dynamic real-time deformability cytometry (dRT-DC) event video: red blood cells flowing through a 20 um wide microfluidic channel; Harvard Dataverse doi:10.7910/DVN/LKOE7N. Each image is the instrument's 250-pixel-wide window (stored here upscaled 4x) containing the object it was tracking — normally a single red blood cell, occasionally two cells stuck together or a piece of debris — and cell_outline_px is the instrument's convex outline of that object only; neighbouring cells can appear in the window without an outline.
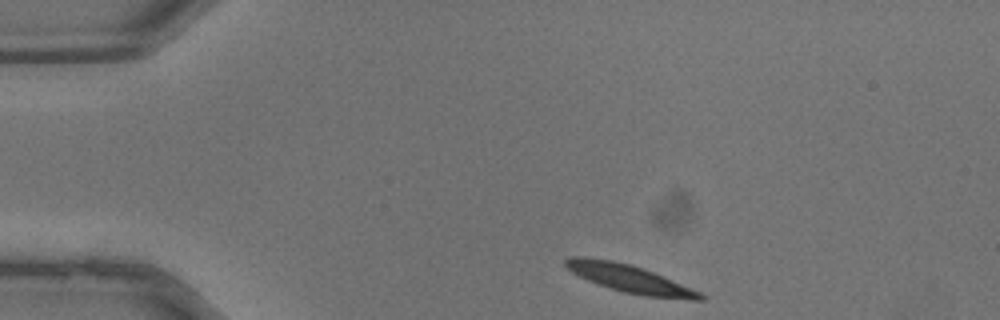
{"species": "common noctule bat (a hibernating species)", "species_latin": "Nyctalus noctula", "temperature_condition": "warm", "stored_images_in_passage": 32, "camera_frame_rate_fps": 3000, "um_per_image_px": 0.085, "animal": {"sex": "male", "body_mass_g": 13.3}, "frame": {"image": 1, "passage_image": 1, "time_ms": 0.0, "image_size_px": [1000, 320], "cell_outline_px": [[708, 296], [704, 300], [688, 300], [644, 296], [624, 292], [588, 280], [572, 272], [564, 264], [564, 260], [568, 256], [584, 256], [612, 260], [644, 268], [700, 292]], "centroid_in_image_um": [53.55, 23.68], "position_along_channel_um": 31.5, "area_um2": 21.73}}
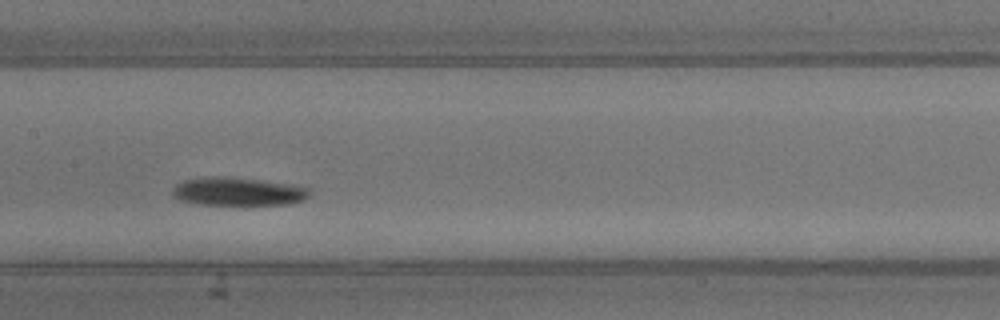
{"frame": {"image": 2, "passage_image": 13, "time_ms": 4.0, "image_size_px": [1000, 320], "cell_outline_px": [[312, 192], [304, 200], [292, 204], [244, 208], [236, 208], [196, 204], [180, 200], [172, 196], [172, 188], [176, 184], [184, 180], [208, 176], [224, 176], [288, 184], [312, 188]], "centroid_in_image_um": [20.24, 16.35], "position_along_channel_um": 187.2, "area_um2": 24.04}}
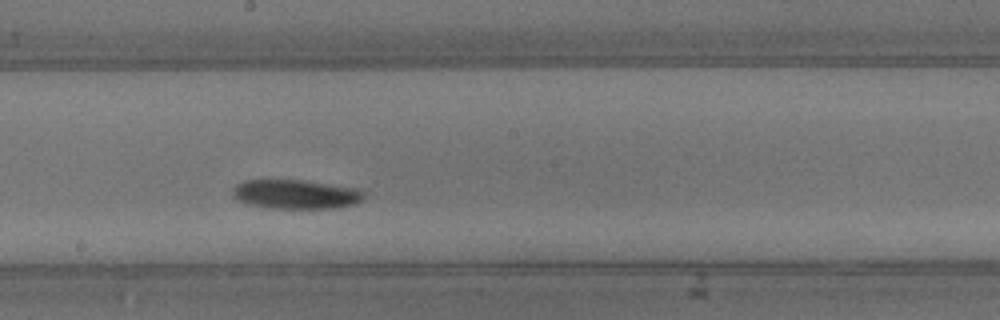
{"frame": {"image": 3, "passage_image": 15, "time_ms": 4.667, "image_size_px": [1000, 320], "cell_outline_px": [[368, 192], [364, 200], [356, 204], [340, 208], [272, 208], [248, 204], [236, 200], [232, 196], [232, 188], [236, 184], [244, 180], [300, 180], [360, 188]], "centroid_in_image_um": [25.21, 16.51], "position_along_channel_um": 223.0, "area_um2": 22.83}}